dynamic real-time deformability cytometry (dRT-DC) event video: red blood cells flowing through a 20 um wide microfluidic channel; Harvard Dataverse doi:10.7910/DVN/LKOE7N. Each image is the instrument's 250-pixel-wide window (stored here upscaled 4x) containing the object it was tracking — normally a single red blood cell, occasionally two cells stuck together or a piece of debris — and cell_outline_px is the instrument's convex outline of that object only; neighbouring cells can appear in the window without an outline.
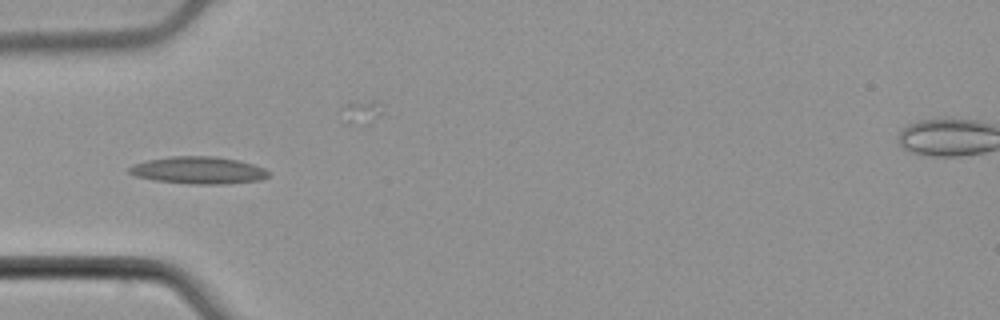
{"species": "common noctule bat (a hibernating species)", "species_latin": "Nyctalus noctula", "temperature_condition": "cold", "stored_images_in_passage": 2, "camera_frame_rate_fps": 3000, "um_per_image_px": 0.085, "animal": {"sex": "male", "body_mass_g": 21.5, "forearm_length_mm": 52.0}, "frame": {"image": 1, "passage_image": 2, "time_ms": 0.333, "image_size_px": [1000, 320], "cell_outline_px": [[268, 176], [260, 180], [224, 184], [192, 184], [152, 180], [136, 176], [128, 172], [128, 168], [136, 164], [148, 160], [172, 156], [216, 156], [240, 160], [264, 168], [268, 172]], "centroid_in_image_um": [16.87, 14.47], "position_along_channel_um": 68.1, "area_um2": 22.02}}